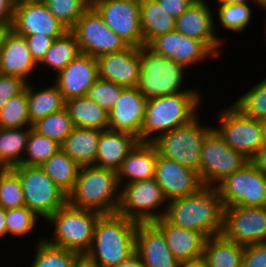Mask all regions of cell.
<instances>
[{
  "instance_id": "obj_62",
  "label": "cell",
  "mask_w": 266,
  "mask_h": 267,
  "mask_svg": "<svg viewBox=\"0 0 266 267\" xmlns=\"http://www.w3.org/2000/svg\"><path fill=\"white\" fill-rule=\"evenodd\" d=\"M33 1L43 2V1H45V0H33Z\"/></svg>"
},
{
  "instance_id": "obj_31",
  "label": "cell",
  "mask_w": 266,
  "mask_h": 267,
  "mask_svg": "<svg viewBox=\"0 0 266 267\" xmlns=\"http://www.w3.org/2000/svg\"><path fill=\"white\" fill-rule=\"evenodd\" d=\"M243 251V245L219 234L206 239L203 258L207 267H242Z\"/></svg>"
},
{
  "instance_id": "obj_17",
  "label": "cell",
  "mask_w": 266,
  "mask_h": 267,
  "mask_svg": "<svg viewBox=\"0 0 266 267\" xmlns=\"http://www.w3.org/2000/svg\"><path fill=\"white\" fill-rule=\"evenodd\" d=\"M208 0H196L182 15L176 18L175 30L204 42L218 57L221 56L224 39L216 34V18ZM219 36V37H218Z\"/></svg>"
},
{
  "instance_id": "obj_52",
  "label": "cell",
  "mask_w": 266,
  "mask_h": 267,
  "mask_svg": "<svg viewBox=\"0 0 266 267\" xmlns=\"http://www.w3.org/2000/svg\"><path fill=\"white\" fill-rule=\"evenodd\" d=\"M116 267H145V265L142 263V260L135 252L133 255L121 262Z\"/></svg>"
},
{
  "instance_id": "obj_43",
  "label": "cell",
  "mask_w": 266,
  "mask_h": 267,
  "mask_svg": "<svg viewBox=\"0 0 266 267\" xmlns=\"http://www.w3.org/2000/svg\"><path fill=\"white\" fill-rule=\"evenodd\" d=\"M25 206L23 189L18 175L8 168L0 174V207L5 210Z\"/></svg>"
},
{
  "instance_id": "obj_11",
  "label": "cell",
  "mask_w": 266,
  "mask_h": 267,
  "mask_svg": "<svg viewBox=\"0 0 266 267\" xmlns=\"http://www.w3.org/2000/svg\"><path fill=\"white\" fill-rule=\"evenodd\" d=\"M216 188L224 207H266V176L250 162Z\"/></svg>"
},
{
  "instance_id": "obj_50",
  "label": "cell",
  "mask_w": 266,
  "mask_h": 267,
  "mask_svg": "<svg viewBox=\"0 0 266 267\" xmlns=\"http://www.w3.org/2000/svg\"><path fill=\"white\" fill-rule=\"evenodd\" d=\"M16 0H0V26L10 28Z\"/></svg>"
},
{
  "instance_id": "obj_20",
  "label": "cell",
  "mask_w": 266,
  "mask_h": 267,
  "mask_svg": "<svg viewBox=\"0 0 266 267\" xmlns=\"http://www.w3.org/2000/svg\"><path fill=\"white\" fill-rule=\"evenodd\" d=\"M147 100L137 87L124 88L120 98L108 112V129L131 134L140 142Z\"/></svg>"
},
{
  "instance_id": "obj_40",
  "label": "cell",
  "mask_w": 266,
  "mask_h": 267,
  "mask_svg": "<svg viewBox=\"0 0 266 267\" xmlns=\"http://www.w3.org/2000/svg\"><path fill=\"white\" fill-rule=\"evenodd\" d=\"M249 3H223L218 4L217 20L223 29L240 33L248 26L252 19V9Z\"/></svg>"
},
{
  "instance_id": "obj_27",
  "label": "cell",
  "mask_w": 266,
  "mask_h": 267,
  "mask_svg": "<svg viewBox=\"0 0 266 267\" xmlns=\"http://www.w3.org/2000/svg\"><path fill=\"white\" fill-rule=\"evenodd\" d=\"M156 159L157 149L152 143L138 142L116 171L119 186L154 178Z\"/></svg>"
},
{
  "instance_id": "obj_23",
  "label": "cell",
  "mask_w": 266,
  "mask_h": 267,
  "mask_svg": "<svg viewBox=\"0 0 266 267\" xmlns=\"http://www.w3.org/2000/svg\"><path fill=\"white\" fill-rule=\"evenodd\" d=\"M39 67L33 60L25 37L6 28L0 41V74L28 78Z\"/></svg>"
},
{
  "instance_id": "obj_19",
  "label": "cell",
  "mask_w": 266,
  "mask_h": 267,
  "mask_svg": "<svg viewBox=\"0 0 266 267\" xmlns=\"http://www.w3.org/2000/svg\"><path fill=\"white\" fill-rule=\"evenodd\" d=\"M154 179L167 201L193 194L203 186L198 172L158 153Z\"/></svg>"
},
{
  "instance_id": "obj_37",
  "label": "cell",
  "mask_w": 266,
  "mask_h": 267,
  "mask_svg": "<svg viewBox=\"0 0 266 267\" xmlns=\"http://www.w3.org/2000/svg\"><path fill=\"white\" fill-rule=\"evenodd\" d=\"M28 116L27 85L23 92L10 98L0 110V128L32 127Z\"/></svg>"
},
{
  "instance_id": "obj_6",
  "label": "cell",
  "mask_w": 266,
  "mask_h": 267,
  "mask_svg": "<svg viewBox=\"0 0 266 267\" xmlns=\"http://www.w3.org/2000/svg\"><path fill=\"white\" fill-rule=\"evenodd\" d=\"M101 215L67 202L46 220L54 227V235L51 239H44L51 245L75 251L84 257L92 246L94 227Z\"/></svg>"
},
{
  "instance_id": "obj_42",
  "label": "cell",
  "mask_w": 266,
  "mask_h": 267,
  "mask_svg": "<svg viewBox=\"0 0 266 267\" xmlns=\"http://www.w3.org/2000/svg\"><path fill=\"white\" fill-rule=\"evenodd\" d=\"M50 13L70 30L91 6V0H45Z\"/></svg>"
},
{
  "instance_id": "obj_32",
  "label": "cell",
  "mask_w": 266,
  "mask_h": 267,
  "mask_svg": "<svg viewBox=\"0 0 266 267\" xmlns=\"http://www.w3.org/2000/svg\"><path fill=\"white\" fill-rule=\"evenodd\" d=\"M32 84L27 83L28 116L32 124L65 108V99L55 84L39 91Z\"/></svg>"
},
{
  "instance_id": "obj_33",
  "label": "cell",
  "mask_w": 266,
  "mask_h": 267,
  "mask_svg": "<svg viewBox=\"0 0 266 267\" xmlns=\"http://www.w3.org/2000/svg\"><path fill=\"white\" fill-rule=\"evenodd\" d=\"M40 167L67 195L73 190L80 166L61 149Z\"/></svg>"
},
{
  "instance_id": "obj_59",
  "label": "cell",
  "mask_w": 266,
  "mask_h": 267,
  "mask_svg": "<svg viewBox=\"0 0 266 267\" xmlns=\"http://www.w3.org/2000/svg\"><path fill=\"white\" fill-rule=\"evenodd\" d=\"M78 267H93L89 264H87L84 260L80 263V265Z\"/></svg>"
},
{
  "instance_id": "obj_38",
  "label": "cell",
  "mask_w": 266,
  "mask_h": 267,
  "mask_svg": "<svg viewBox=\"0 0 266 267\" xmlns=\"http://www.w3.org/2000/svg\"><path fill=\"white\" fill-rule=\"evenodd\" d=\"M60 149V144L57 141L45 137L31 128L21 164L40 166Z\"/></svg>"
},
{
  "instance_id": "obj_2",
  "label": "cell",
  "mask_w": 266,
  "mask_h": 267,
  "mask_svg": "<svg viewBox=\"0 0 266 267\" xmlns=\"http://www.w3.org/2000/svg\"><path fill=\"white\" fill-rule=\"evenodd\" d=\"M137 222L102 214L94 227L93 242L83 260L93 267H116L135 253Z\"/></svg>"
},
{
  "instance_id": "obj_54",
  "label": "cell",
  "mask_w": 266,
  "mask_h": 267,
  "mask_svg": "<svg viewBox=\"0 0 266 267\" xmlns=\"http://www.w3.org/2000/svg\"><path fill=\"white\" fill-rule=\"evenodd\" d=\"M6 230V210L3 207H0V237L7 236Z\"/></svg>"
},
{
  "instance_id": "obj_57",
  "label": "cell",
  "mask_w": 266,
  "mask_h": 267,
  "mask_svg": "<svg viewBox=\"0 0 266 267\" xmlns=\"http://www.w3.org/2000/svg\"><path fill=\"white\" fill-rule=\"evenodd\" d=\"M256 5H258L260 8H263V10H266V0H255Z\"/></svg>"
},
{
  "instance_id": "obj_13",
  "label": "cell",
  "mask_w": 266,
  "mask_h": 267,
  "mask_svg": "<svg viewBox=\"0 0 266 267\" xmlns=\"http://www.w3.org/2000/svg\"><path fill=\"white\" fill-rule=\"evenodd\" d=\"M70 31L75 35L81 52L95 58L128 47L120 36L108 28L92 6L83 13Z\"/></svg>"
},
{
  "instance_id": "obj_26",
  "label": "cell",
  "mask_w": 266,
  "mask_h": 267,
  "mask_svg": "<svg viewBox=\"0 0 266 267\" xmlns=\"http://www.w3.org/2000/svg\"><path fill=\"white\" fill-rule=\"evenodd\" d=\"M138 142L136 137L128 133L100 130L94 166L116 172Z\"/></svg>"
},
{
  "instance_id": "obj_10",
  "label": "cell",
  "mask_w": 266,
  "mask_h": 267,
  "mask_svg": "<svg viewBox=\"0 0 266 267\" xmlns=\"http://www.w3.org/2000/svg\"><path fill=\"white\" fill-rule=\"evenodd\" d=\"M167 203L162 189L154 178L134 181L120 186L117 214L137 223L154 222L164 216ZM161 205L165 207L163 212ZM160 208L161 213L158 211Z\"/></svg>"
},
{
  "instance_id": "obj_35",
  "label": "cell",
  "mask_w": 266,
  "mask_h": 267,
  "mask_svg": "<svg viewBox=\"0 0 266 267\" xmlns=\"http://www.w3.org/2000/svg\"><path fill=\"white\" fill-rule=\"evenodd\" d=\"M81 53L75 35L68 30L61 37L54 39L49 50L38 65L50 67L58 73Z\"/></svg>"
},
{
  "instance_id": "obj_5",
  "label": "cell",
  "mask_w": 266,
  "mask_h": 267,
  "mask_svg": "<svg viewBox=\"0 0 266 267\" xmlns=\"http://www.w3.org/2000/svg\"><path fill=\"white\" fill-rule=\"evenodd\" d=\"M140 77L137 89L147 98L163 97L178 93H201L196 89H181L186 67L176 61L156 54L147 45L139 48Z\"/></svg>"
},
{
  "instance_id": "obj_44",
  "label": "cell",
  "mask_w": 266,
  "mask_h": 267,
  "mask_svg": "<svg viewBox=\"0 0 266 267\" xmlns=\"http://www.w3.org/2000/svg\"><path fill=\"white\" fill-rule=\"evenodd\" d=\"M38 216L28 207L6 210V230L10 236H25L36 229Z\"/></svg>"
},
{
  "instance_id": "obj_56",
  "label": "cell",
  "mask_w": 266,
  "mask_h": 267,
  "mask_svg": "<svg viewBox=\"0 0 266 267\" xmlns=\"http://www.w3.org/2000/svg\"><path fill=\"white\" fill-rule=\"evenodd\" d=\"M249 0H217L218 4H223V3H248ZM250 2L256 3L255 0H250Z\"/></svg>"
},
{
  "instance_id": "obj_28",
  "label": "cell",
  "mask_w": 266,
  "mask_h": 267,
  "mask_svg": "<svg viewBox=\"0 0 266 267\" xmlns=\"http://www.w3.org/2000/svg\"><path fill=\"white\" fill-rule=\"evenodd\" d=\"M99 138L98 129L74 127L60 147L80 167L94 165Z\"/></svg>"
},
{
  "instance_id": "obj_4",
  "label": "cell",
  "mask_w": 266,
  "mask_h": 267,
  "mask_svg": "<svg viewBox=\"0 0 266 267\" xmlns=\"http://www.w3.org/2000/svg\"><path fill=\"white\" fill-rule=\"evenodd\" d=\"M120 186L115 171L94 165L81 166L67 202L74 207L90 209L101 214L117 213Z\"/></svg>"
},
{
  "instance_id": "obj_45",
  "label": "cell",
  "mask_w": 266,
  "mask_h": 267,
  "mask_svg": "<svg viewBox=\"0 0 266 267\" xmlns=\"http://www.w3.org/2000/svg\"><path fill=\"white\" fill-rule=\"evenodd\" d=\"M125 87L98 78L90 87L87 96L106 111H110L120 98Z\"/></svg>"
},
{
  "instance_id": "obj_55",
  "label": "cell",
  "mask_w": 266,
  "mask_h": 267,
  "mask_svg": "<svg viewBox=\"0 0 266 267\" xmlns=\"http://www.w3.org/2000/svg\"><path fill=\"white\" fill-rule=\"evenodd\" d=\"M263 145H266V119L260 120Z\"/></svg>"
},
{
  "instance_id": "obj_61",
  "label": "cell",
  "mask_w": 266,
  "mask_h": 267,
  "mask_svg": "<svg viewBox=\"0 0 266 267\" xmlns=\"http://www.w3.org/2000/svg\"><path fill=\"white\" fill-rule=\"evenodd\" d=\"M116 1H133V2H140L141 0H116Z\"/></svg>"
},
{
  "instance_id": "obj_51",
  "label": "cell",
  "mask_w": 266,
  "mask_h": 267,
  "mask_svg": "<svg viewBox=\"0 0 266 267\" xmlns=\"http://www.w3.org/2000/svg\"><path fill=\"white\" fill-rule=\"evenodd\" d=\"M249 162L266 176V145H263L250 159Z\"/></svg>"
},
{
  "instance_id": "obj_21",
  "label": "cell",
  "mask_w": 266,
  "mask_h": 267,
  "mask_svg": "<svg viewBox=\"0 0 266 267\" xmlns=\"http://www.w3.org/2000/svg\"><path fill=\"white\" fill-rule=\"evenodd\" d=\"M98 78L123 87H137L140 77L139 48L126 49L96 57Z\"/></svg>"
},
{
  "instance_id": "obj_60",
  "label": "cell",
  "mask_w": 266,
  "mask_h": 267,
  "mask_svg": "<svg viewBox=\"0 0 266 267\" xmlns=\"http://www.w3.org/2000/svg\"><path fill=\"white\" fill-rule=\"evenodd\" d=\"M5 29L6 28L0 26V41H1V38H2V35H3L4 31H5Z\"/></svg>"
},
{
  "instance_id": "obj_47",
  "label": "cell",
  "mask_w": 266,
  "mask_h": 267,
  "mask_svg": "<svg viewBox=\"0 0 266 267\" xmlns=\"http://www.w3.org/2000/svg\"><path fill=\"white\" fill-rule=\"evenodd\" d=\"M242 267H266V242L244 246Z\"/></svg>"
},
{
  "instance_id": "obj_41",
  "label": "cell",
  "mask_w": 266,
  "mask_h": 267,
  "mask_svg": "<svg viewBox=\"0 0 266 267\" xmlns=\"http://www.w3.org/2000/svg\"><path fill=\"white\" fill-rule=\"evenodd\" d=\"M244 115L257 119H266V78L242 94L232 103Z\"/></svg>"
},
{
  "instance_id": "obj_25",
  "label": "cell",
  "mask_w": 266,
  "mask_h": 267,
  "mask_svg": "<svg viewBox=\"0 0 266 267\" xmlns=\"http://www.w3.org/2000/svg\"><path fill=\"white\" fill-rule=\"evenodd\" d=\"M154 223L162 230L173 256L179 262L203 257L208 238L204 233L176 226L164 217Z\"/></svg>"
},
{
  "instance_id": "obj_3",
  "label": "cell",
  "mask_w": 266,
  "mask_h": 267,
  "mask_svg": "<svg viewBox=\"0 0 266 267\" xmlns=\"http://www.w3.org/2000/svg\"><path fill=\"white\" fill-rule=\"evenodd\" d=\"M201 93H178L147 100L140 129V142H152L159 135L189 123L199 113Z\"/></svg>"
},
{
  "instance_id": "obj_58",
  "label": "cell",
  "mask_w": 266,
  "mask_h": 267,
  "mask_svg": "<svg viewBox=\"0 0 266 267\" xmlns=\"http://www.w3.org/2000/svg\"><path fill=\"white\" fill-rule=\"evenodd\" d=\"M8 169V167L2 162V160L0 159V174L2 172H5Z\"/></svg>"
},
{
  "instance_id": "obj_22",
  "label": "cell",
  "mask_w": 266,
  "mask_h": 267,
  "mask_svg": "<svg viewBox=\"0 0 266 267\" xmlns=\"http://www.w3.org/2000/svg\"><path fill=\"white\" fill-rule=\"evenodd\" d=\"M145 267H178L165 235L154 222H139L136 229V247Z\"/></svg>"
},
{
  "instance_id": "obj_16",
  "label": "cell",
  "mask_w": 266,
  "mask_h": 267,
  "mask_svg": "<svg viewBox=\"0 0 266 267\" xmlns=\"http://www.w3.org/2000/svg\"><path fill=\"white\" fill-rule=\"evenodd\" d=\"M10 29L19 35L44 34L53 39L68 31L43 2L33 0H16Z\"/></svg>"
},
{
  "instance_id": "obj_24",
  "label": "cell",
  "mask_w": 266,
  "mask_h": 267,
  "mask_svg": "<svg viewBox=\"0 0 266 267\" xmlns=\"http://www.w3.org/2000/svg\"><path fill=\"white\" fill-rule=\"evenodd\" d=\"M54 83L65 101L87 96L90 87L98 79L97 61L94 56L81 53L56 74Z\"/></svg>"
},
{
  "instance_id": "obj_53",
  "label": "cell",
  "mask_w": 266,
  "mask_h": 267,
  "mask_svg": "<svg viewBox=\"0 0 266 267\" xmlns=\"http://www.w3.org/2000/svg\"><path fill=\"white\" fill-rule=\"evenodd\" d=\"M178 267H207V264L205 259L202 257L194 260L179 262Z\"/></svg>"
},
{
  "instance_id": "obj_8",
  "label": "cell",
  "mask_w": 266,
  "mask_h": 267,
  "mask_svg": "<svg viewBox=\"0 0 266 267\" xmlns=\"http://www.w3.org/2000/svg\"><path fill=\"white\" fill-rule=\"evenodd\" d=\"M23 189L25 206L38 217L47 220L67 203V194L60 189L40 166L15 165Z\"/></svg>"
},
{
  "instance_id": "obj_9",
  "label": "cell",
  "mask_w": 266,
  "mask_h": 267,
  "mask_svg": "<svg viewBox=\"0 0 266 267\" xmlns=\"http://www.w3.org/2000/svg\"><path fill=\"white\" fill-rule=\"evenodd\" d=\"M247 163L243 153L226 144L213 128L205 137L199 163V178L203 186L216 188L223 180Z\"/></svg>"
},
{
  "instance_id": "obj_48",
  "label": "cell",
  "mask_w": 266,
  "mask_h": 267,
  "mask_svg": "<svg viewBox=\"0 0 266 267\" xmlns=\"http://www.w3.org/2000/svg\"><path fill=\"white\" fill-rule=\"evenodd\" d=\"M25 37L33 60L38 64L49 50L54 39L44 34L22 35Z\"/></svg>"
},
{
  "instance_id": "obj_14",
  "label": "cell",
  "mask_w": 266,
  "mask_h": 267,
  "mask_svg": "<svg viewBox=\"0 0 266 267\" xmlns=\"http://www.w3.org/2000/svg\"><path fill=\"white\" fill-rule=\"evenodd\" d=\"M91 6L105 24L128 45H144L140 26V2L116 0H91Z\"/></svg>"
},
{
  "instance_id": "obj_30",
  "label": "cell",
  "mask_w": 266,
  "mask_h": 267,
  "mask_svg": "<svg viewBox=\"0 0 266 267\" xmlns=\"http://www.w3.org/2000/svg\"><path fill=\"white\" fill-rule=\"evenodd\" d=\"M65 109L68 111L74 127L108 129V111L88 96L66 100Z\"/></svg>"
},
{
  "instance_id": "obj_36",
  "label": "cell",
  "mask_w": 266,
  "mask_h": 267,
  "mask_svg": "<svg viewBox=\"0 0 266 267\" xmlns=\"http://www.w3.org/2000/svg\"><path fill=\"white\" fill-rule=\"evenodd\" d=\"M31 267H78L83 261L79 253L49 244L44 238L36 241Z\"/></svg>"
},
{
  "instance_id": "obj_34",
  "label": "cell",
  "mask_w": 266,
  "mask_h": 267,
  "mask_svg": "<svg viewBox=\"0 0 266 267\" xmlns=\"http://www.w3.org/2000/svg\"><path fill=\"white\" fill-rule=\"evenodd\" d=\"M31 128H0V159L8 168L22 163Z\"/></svg>"
},
{
  "instance_id": "obj_18",
  "label": "cell",
  "mask_w": 266,
  "mask_h": 267,
  "mask_svg": "<svg viewBox=\"0 0 266 267\" xmlns=\"http://www.w3.org/2000/svg\"><path fill=\"white\" fill-rule=\"evenodd\" d=\"M147 46L156 54L172 59L186 68L207 58H218L204 42L189 38L176 30L154 38Z\"/></svg>"
},
{
  "instance_id": "obj_49",
  "label": "cell",
  "mask_w": 266,
  "mask_h": 267,
  "mask_svg": "<svg viewBox=\"0 0 266 267\" xmlns=\"http://www.w3.org/2000/svg\"><path fill=\"white\" fill-rule=\"evenodd\" d=\"M196 0H157L166 13L173 18L182 15Z\"/></svg>"
},
{
  "instance_id": "obj_39",
  "label": "cell",
  "mask_w": 266,
  "mask_h": 267,
  "mask_svg": "<svg viewBox=\"0 0 266 267\" xmlns=\"http://www.w3.org/2000/svg\"><path fill=\"white\" fill-rule=\"evenodd\" d=\"M32 128L39 134L61 144L74 129V125L69 117L68 111L64 108L61 111L38 119L33 123Z\"/></svg>"
},
{
  "instance_id": "obj_12",
  "label": "cell",
  "mask_w": 266,
  "mask_h": 267,
  "mask_svg": "<svg viewBox=\"0 0 266 267\" xmlns=\"http://www.w3.org/2000/svg\"><path fill=\"white\" fill-rule=\"evenodd\" d=\"M226 108L217 117L219 127L213 128L230 148L250 159L263 146L260 120L244 115L233 104Z\"/></svg>"
},
{
  "instance_id": "obj_46",
  "label": "cell",
  "mask_w": 266,
  "mask_h": 267,
  "mask_svg": "<svg viewBox=\"0 0 266 267\" xmlns=\"http://www.w3.org/2000/svg\"><path fill=\"white\" fill-rule=\"evenodd\" d=\"M26 85L20 77L0 74V110L10 98L23 92Z\"/></svg>"
},
{
  "instance_id": "obj_15",
  "label": "cell",
  "mask_w": 266,
  "mask_h": 267,
  "mask_svg": "<svg viewBox=\"0 0 266 267\" xmlns=\"http://www.w3.org/2000/svg\"><path fill=\"white\" fill-rule=\"evenodd\" d=\"M221 234L243 246L266 242V207H225Z\"/></svg>"
},
{
  "instance_id": "obj_29",
  "label": "cell",
  "mask_w": 266,
  "mask_h": 267,
  "mask_svg": "<svg viewBox=\"0 0 266 267\" xmlns=\"http://www.w3.org/2000/svg\"><path fill=\"white\" fill-rule=\"evenodd\" d=\"M176 19L168 15L157 0L140 1V26L144 45L154 38L175 30Z\"/></svg>"
},
{
  "instance_id": "obj_1",
  "label": "cell",
  "mask_w": 266,
  "mask_h": 267,
  "mask_svg": "<svg viewBox=\"0 0 266 267\" xmlns=\"http://www.w3.org/2000/svg\"><path fill=\"white\" fill-rule=\"evenodd\" d=\"M224 208L217 188L202 186L193 194L169 200L163 217L171 224L210 237L222 233Z\"/></svg>"
},
{
  "instance_id": "obj_7",
  "label": "cell",
  "mask_w": 266,
  "mask_h": 267,
  "mask_svg": "<svg viewBox=\"0 0 266 267\" xmlns=\"http://www.w3.org/2000/svg\"><path fill=\"white\" fill-rule=\"evenodd\" d=\"M198 117L199 114L189 123L159 135L151 143L159 155L189 167L199 175L202 144L213 126H202Z\"/></svg>"
}]
</instances>
